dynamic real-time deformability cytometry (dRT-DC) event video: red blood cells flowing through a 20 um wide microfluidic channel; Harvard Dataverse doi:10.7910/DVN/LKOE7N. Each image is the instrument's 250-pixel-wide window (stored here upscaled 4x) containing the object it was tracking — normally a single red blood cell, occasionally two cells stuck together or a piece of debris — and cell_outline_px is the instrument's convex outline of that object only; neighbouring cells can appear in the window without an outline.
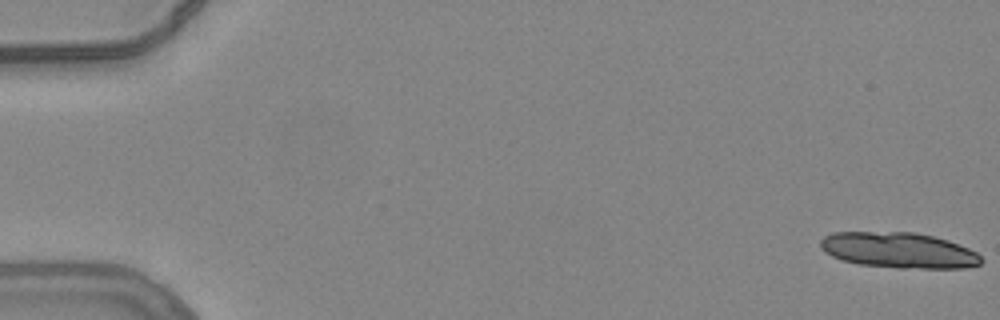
{"species": "common noctule bat (a hibernating species)", "species_latin": "Nyctalus noctula", "temperature_condition": "warm", "stored_images_in_passage": 16, "camera_frame_rate_fps": 3000, "um_per_image_px": 0.085, "animal": {"sex": "female", "body_mass_g": 24.6, "forearm_length_mm": 56.2}, "frame": {"image": 1, "passage_image": 1, "time_ms": 0.0, "image_size_px": [1000, 320], "cell_outline_px": [[984, 260], [980, 264], [964, 268], [900, 268], [860, 264], [840, 260], [824, 252], [820, 248], [820, 240], [824, 236], [832, 232], [912, 232], [932, 236], [948, 240], [968, 248], [976, 252]], "centroid_in_image_um": [76.37, 21.27], "position_along_channel_um": 8.6, "area_um2": 33.47}}